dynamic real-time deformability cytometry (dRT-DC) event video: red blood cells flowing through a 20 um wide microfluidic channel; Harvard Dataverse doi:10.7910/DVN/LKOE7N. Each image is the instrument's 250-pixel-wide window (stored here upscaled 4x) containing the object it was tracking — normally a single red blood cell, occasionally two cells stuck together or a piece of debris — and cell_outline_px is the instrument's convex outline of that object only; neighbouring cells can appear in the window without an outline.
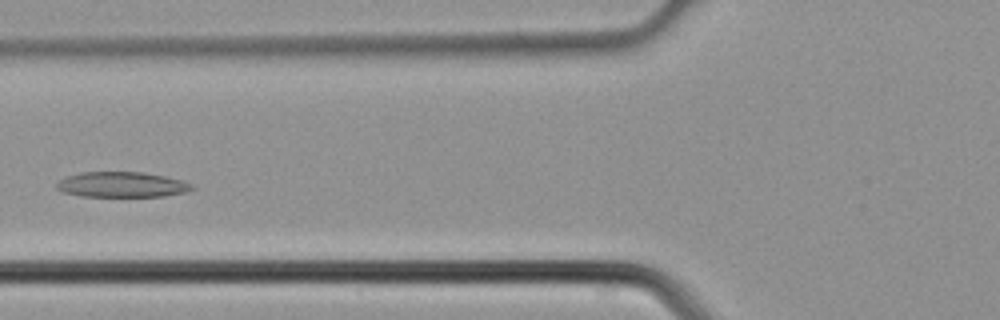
{"species": "common noctule bat (a hibernating species)", "species_latin": "Nyctalus noctula", "temperature_condition": "cold", "stored_images_in_passage": 4, "camera_frame_rate_fps": 3000, "um_per_image_px": 0.085, "animal": {"sex": "male", "body_mass_g": 21.5, "forearm_length_mm": 52.0}, "frame": {"image": 1, "passage_image": 4, "time_ms": 1.0, "image_size_px": [1000, 320], "cell_outline_px": [[196, 188], [188, 192], [164, 196], [80, 196], [64, 192], [56, 188], [56, 184], [60, 180], [68, 176], [80, 172], [140, 172], [164, 176], [180, 180], [192, 184]], "centroid_in_image_um": [10.38, 15.69], "position_along_channel_um": 115.4, "area_um2": 19.88}}